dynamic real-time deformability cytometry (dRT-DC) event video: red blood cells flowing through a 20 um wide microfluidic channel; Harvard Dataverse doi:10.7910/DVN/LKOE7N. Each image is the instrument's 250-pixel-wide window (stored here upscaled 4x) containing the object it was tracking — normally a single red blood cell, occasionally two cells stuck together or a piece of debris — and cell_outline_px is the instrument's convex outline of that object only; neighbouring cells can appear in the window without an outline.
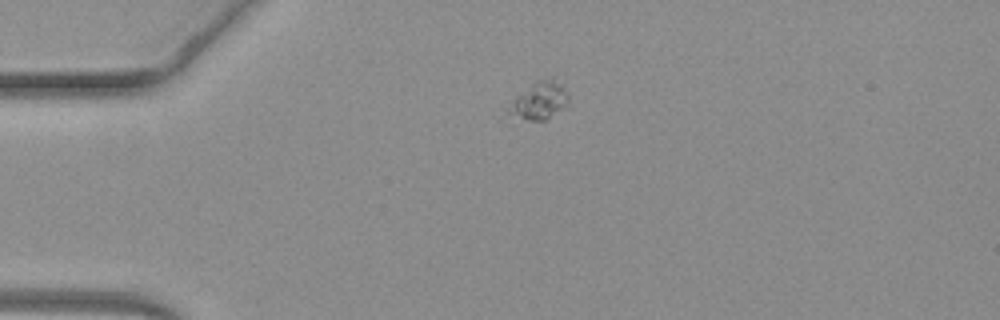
{"species": "common noctule bat (a hibernating species)", "species_latin": "Nyctalus noctula", "temperature_condition": "warm", "stored_images_in_passage": 41, "camera_frame_rate_fps": 3000, "um_per_image_px": 0.085, "animal": {"sex": "female", "body_mass_g": 19.3, "forearm_length_mm": 54.1}, "frame": {"image": 1, "passage_image": 1, "time_ms": 0.0, "image_size_px": [1000, 320], "cell_outline_px": [[568, 100], [564, 108], [544, 120], [528, 120], [504, 116], [512, 100], [516, 96], [536, 80], [552, 76], [564, 84], [568, 92]], "centroid_in_image_um": [45.83, 8.53], "position_along_channel_um": 39.2, "area_um2": 13.53}}
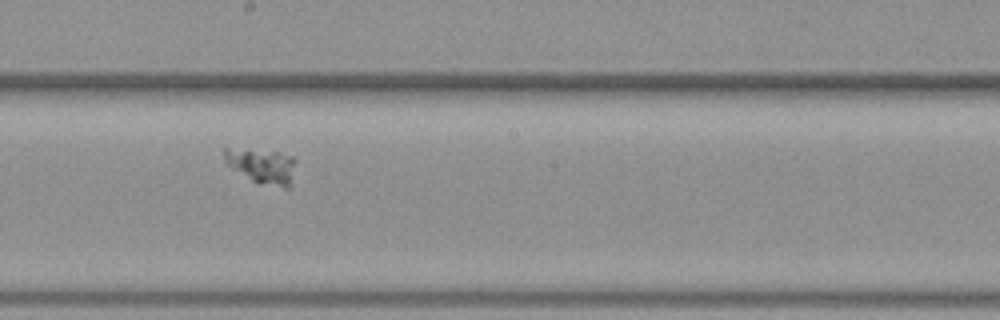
{"frame": {"image": 2, "passage_image": 18, "time_ms": 5.667, "image_size_px": [1000, 320], "cell_outline_px": [[296, 160], [292, 188], [284, 188], [260, 184], [252, 180], [224, 164], [224, 148], [228, 148], [280, 152], [292, 156]], "centroid_in_image_um": [22.32, 14.13], "position_along_channel_um": 225.9, "area_um2": 14.91}}
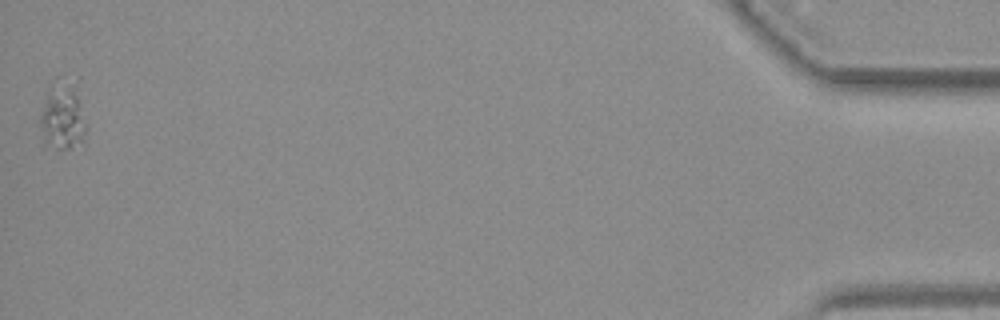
{"frame": {"image": 3, "passage_image": 41, "time_ms": 13.333, "image_size_px": [1000, 320], "cell_outline_px": [[84, 144], [72, 148], [56, 152], [44, 144], [40, 124], [40, 116], [48, 88], [52, 80], [56, 76], [72, 84], [80, 104], [84, 124]], "centroid_in_image_um": [5.26, 9.96], "position_along_channel_um": 429.9, "area_um2": 18.15}}